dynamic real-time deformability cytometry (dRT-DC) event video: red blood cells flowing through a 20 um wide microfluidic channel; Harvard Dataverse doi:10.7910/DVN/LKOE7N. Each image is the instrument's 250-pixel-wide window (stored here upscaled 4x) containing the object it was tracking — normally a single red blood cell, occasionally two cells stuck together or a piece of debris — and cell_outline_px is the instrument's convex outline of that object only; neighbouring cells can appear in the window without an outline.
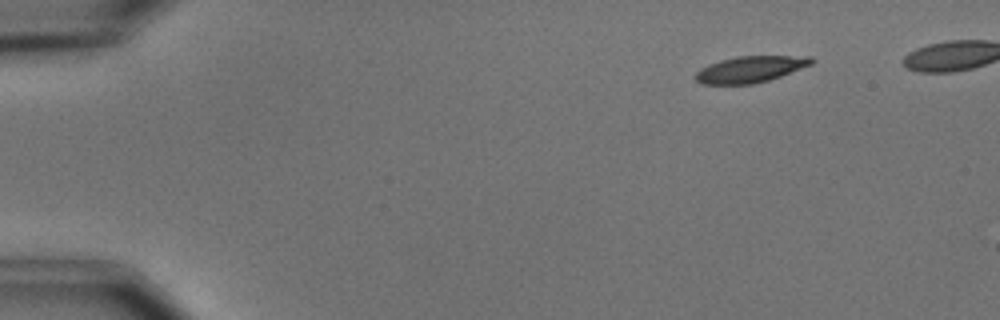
{"species": "common noctule bat (a hibernating species)", "species_latin": "Nyctalus noctula", "temperature_condition": "cold", "stored_images_in_passage": 4, "camera_frame_rate_fps": 3000, "um_per_image_px": 0.085, "animal": {"sex": "male", "body_mass_g": 15.6}, "frame": {"image": 1, "passage_image": 1, "time_ms": 0.0, "image_size_px": [1000, 320], "cell_outline_px": [[816, 60], [812, 64], [780, 76], [768, 80], [752, 84], [700, 84], [692, 76], [700, 68], [708, 64], [720, 60], [736, 56], [812, 56]], "centroid_in_image_um": [63.74, 5.88], "position_along_channel_um": 21.3, "area_um2": 17.92}}